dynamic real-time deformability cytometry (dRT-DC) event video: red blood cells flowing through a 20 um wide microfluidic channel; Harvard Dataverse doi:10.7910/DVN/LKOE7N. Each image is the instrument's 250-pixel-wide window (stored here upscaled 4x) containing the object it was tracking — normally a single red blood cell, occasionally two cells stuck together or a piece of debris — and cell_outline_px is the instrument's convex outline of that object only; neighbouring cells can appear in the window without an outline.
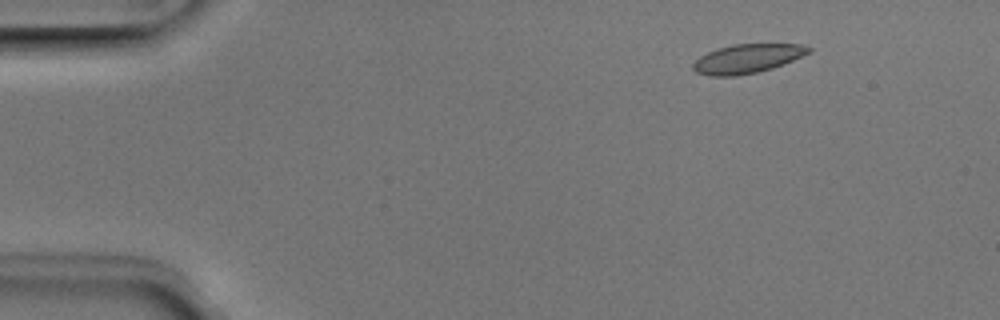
{"species": "Egyptian fruit bat (a non-hibernating species)", "species_latin": "Rousettus aegyptiacus", "temperature_condition": "room temperature", "stored_images_in_passage": 52, "camera_frame_rate_fps": 3000, "um_per_image_px": 0.085, "animal": {"sex": "male"}, "frame": {"image": 1, "passage_image": 7, "time_ms": 2.0, "image_size_px": [1000, 320], "cell_outline_px": [[812, 52], [772, 68], [756, 72], [736, 76], [708, 76], [696, 72], [692, 68], [692, 64], [700, 56], [716, 48], [732, 44], [800, 44], [812, 48]], "centroid_in_image_um": [63.49, 4.98], "position_along_channel_um": 21.5, "area_um2": 19.54}}
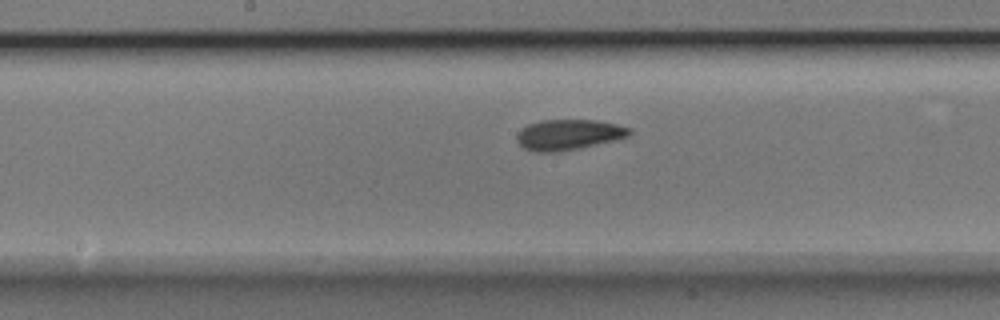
{"frame": {"image": 2, "passage_image": 27, "time_ms": 8.667, "image_size_px": [1000, 320], "cell_outline_px": [[632, 132], [628, 136], [616, 140], [556, 152], [536, 152], [524, 148], [516, 140], [516, 136], [520, 128], [528, 124], [540, 120], [596, 120], [616, 124], [632, 128]], "centroid_in_image_um": [48.31, 11.43], "position_along_channel_um": 199.9, "area_um2": 20.0}}
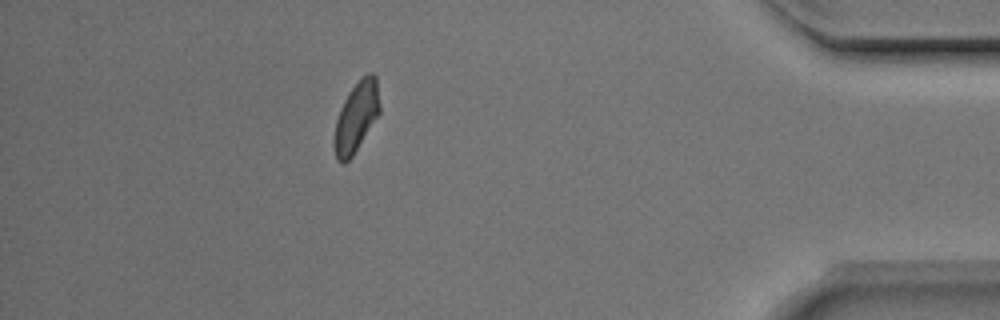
{"frame": {"image": 3, "passage_image": 46, "time_ms": 15.0, "image_size_px": [1000, 320], "cell_outline_px": [[380, 112], [352, 156], [344, 164], [340, 164], [336, 160], [332, 144], [332, 140], [336, 120], [340, 108], [348, 92], [368, 72], [372, 72], [376, 76], [380, 104]], "centroid_in_image_um": [30.25, 9.98], "position_along_channel_um": 405.0, "area_um2": 18.67}, "authors_computed_cell_mechanics": {"area_um2": 19.5942, "velocity_mm_per_s": 3.9586, "shape_relaxation_time_tau1_ms": 3.5782, "shape_relaxation_time_tau2_ms": 1.2972, "deformation_change_tau1": 0.1215, "deformation_change_tau2": 0.0659}}